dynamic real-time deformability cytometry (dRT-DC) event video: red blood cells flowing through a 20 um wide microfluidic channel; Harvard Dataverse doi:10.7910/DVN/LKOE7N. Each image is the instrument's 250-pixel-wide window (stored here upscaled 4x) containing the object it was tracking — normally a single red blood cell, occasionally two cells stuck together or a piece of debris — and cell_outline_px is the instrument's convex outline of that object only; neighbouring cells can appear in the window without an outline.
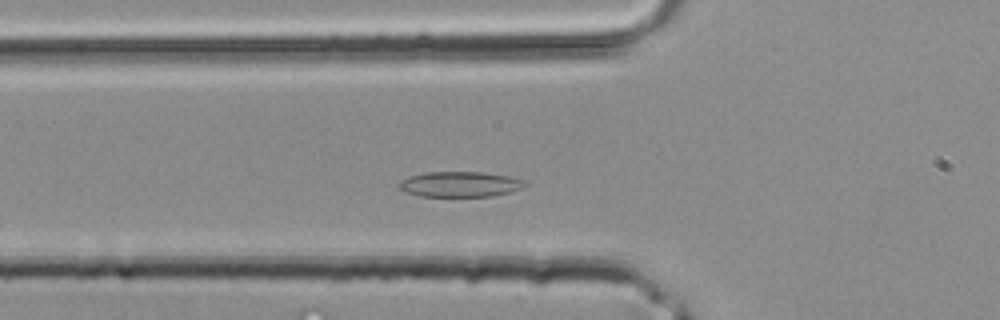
{"species": "common noctule bat (a hibernating species)", "species_latin": "Nyctalus noctula", "temperature_condition": "room temperature", "stored_images_in_passage": 35, "camera_frame_rate_fps": 3000, "um_per_image_px": 0.085, "animal": {"sex": "male", "body_mass_g": 20.4}, "frame": {"image": 1, "passage_image": 9, "time_ms": 2.667, "image_size_px": [1000, 320], "cell_outline_px": [[528, 184], [512, 192], [492, 196], [420, 196], [404, 192], [396, 188], [396, 184], [400, 180], [408, 176], [424, 172], [484, 172], [508, 176], [528, 180]], "centroid_in_image_um": [39.06, 15.65], "position_along_channel_um": 86.7, "area_um2": 19.02}}
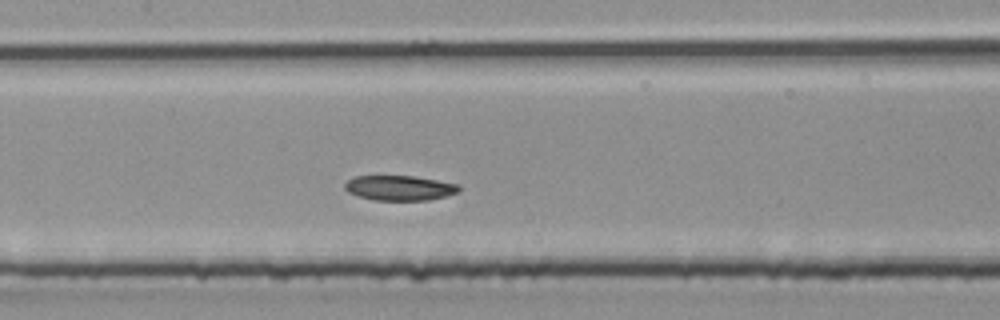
{"frame": {"image": 2, "passage_image": 14, "time_ms": 4.333, "image_size_px": [1000, 320], "cell_outline_px": [[460, 192], [428, 200], [372, 200], [356, 196], [348, 192], [344, 188], [344, 184], [352, 176], [412, 176], [460, 184]], "centroid_in_image_um": [33.94, 15.97], "position_along_channel_um": 173.5, "area_um2": 16.7}}
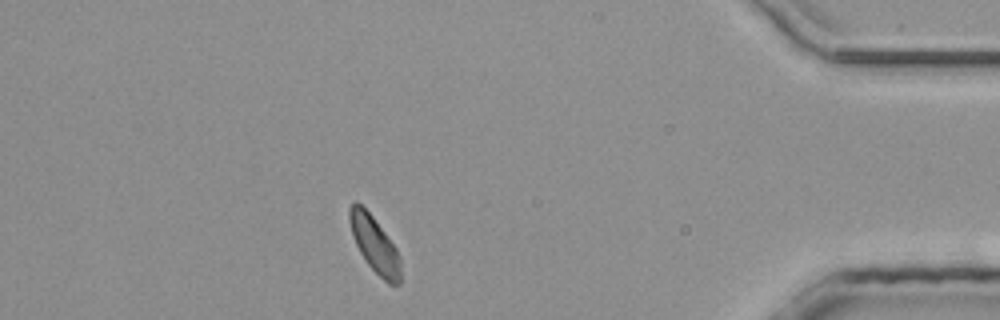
{"frame": {"image": 3, "passage_image": 30, "time_ms": 9.667, "image_size_px": [1000, 320], "cell_outline_px": [[400, 284], [388, 284], [364, 260], [352, 236], [348, 220], [348, 208], [356, 200], [372, 216], [396, 248], [400, 256]], "centroid_in_image_um": [31.81, 20.76], "position_along_channel_um": 403.4, "area_um2": 16.53}}